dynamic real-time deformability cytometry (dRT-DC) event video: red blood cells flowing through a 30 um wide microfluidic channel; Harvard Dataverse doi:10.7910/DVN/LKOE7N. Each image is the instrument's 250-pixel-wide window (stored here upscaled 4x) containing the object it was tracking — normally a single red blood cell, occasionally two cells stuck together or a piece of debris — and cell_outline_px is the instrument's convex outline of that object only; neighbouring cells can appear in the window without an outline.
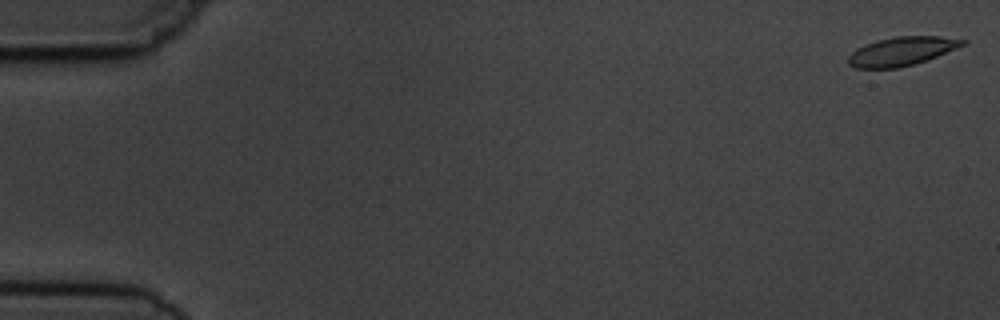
{"species": "common noctule bat (a hibernating species)", "species_latin": "Nyctalus noctula", "temperature_condition": "cold", "stored_images_in_passage": 5, "camera_frame_rate_fps": 3000, "um_per_image_px": 0.085, "animal": {"sex": "male", "body_mass_g": 19.5, "forearm_length_mm": 54.6}, "frame": {"image": 1, "passage_image": 1, "time_ms": 0.0, "image_size_px": [1000, 320], "cell_outline_px": [[968, 44], [936, 56], [912, 64], [896, 68], [856, 68], [848, 64], [848, 56], [856, 48], [864, 44], [876, 40], [896, 36], [940, 36], [968, 40]], "centroid_in_image_um": [76.64, 4.34], "position_along_channel_um": 8.4, "area_um2": 19.13}}
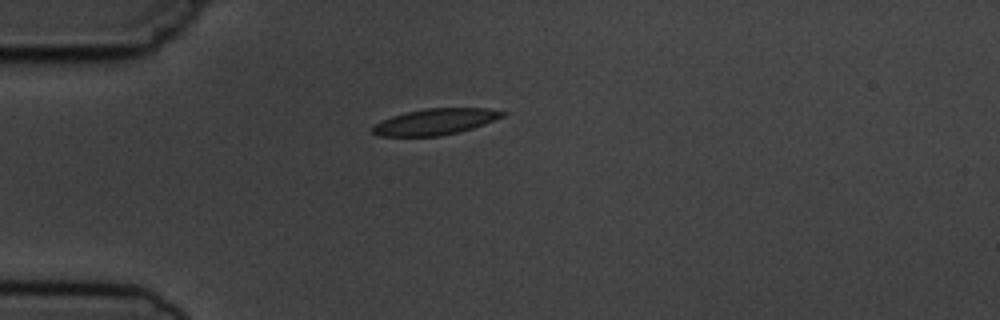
{"frame": {"image": 2, "passage_image": 5, "time_ms": 4.667, "image_size_px": [1000, 320], "cell_outline_px": [[508, 112], [504, 116], [484, 124], [472, 128], [440, 136], [380, 136], [372, 132], [372, 124], [380, 120], [404, 112], [424, 108], [488, 108]], "centroid_in_image_um": [36.96, 10.33], "position_along_channel_um": 48.0, "area_um2": 19.88}}